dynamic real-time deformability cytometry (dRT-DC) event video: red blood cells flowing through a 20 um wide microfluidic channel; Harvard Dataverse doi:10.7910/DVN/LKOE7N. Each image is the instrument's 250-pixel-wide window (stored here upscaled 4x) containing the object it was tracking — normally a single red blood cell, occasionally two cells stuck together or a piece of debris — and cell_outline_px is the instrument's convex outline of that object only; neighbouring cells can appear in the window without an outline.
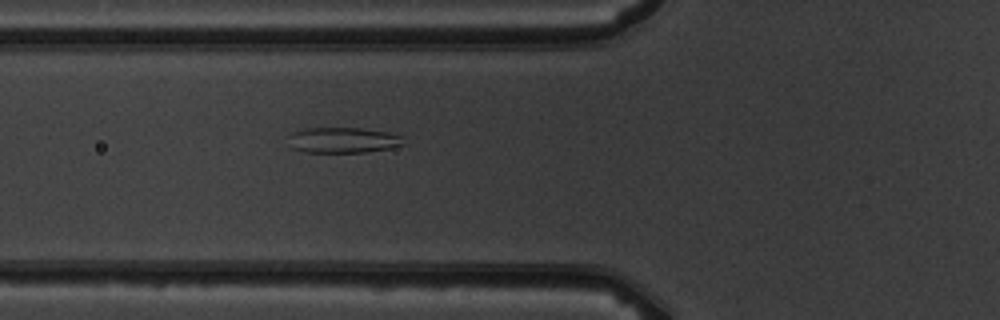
{"species": "common noctule bat (a hibernating species)", "species_latin": "Nyctalus noctula", "temperature_condition": "warm", "stored_images_in_passage": 6, "camera_frame_rate_fps": 3000, "um_per_image_px": 0.085, "animal": {"sex": "male", "body_mass_g": 19.5, "forearm_length_mm": 54.6}, "frame": {"image": 1, "passage_image": 6, "time_ms": 5.667, "image_size_px": [1000, 320], "cell_outline_px": [[404, 144], [392, 148], [364, 152], [308, 152], [292, 148], [288, 136], [292, 132], [308, 128], [360, 128], [384, 132], [404, 136]], "centroid_in_image_um": [29.18, 11.91], "position_along_channel_um": 96.6, "area_um2": 17.05}}